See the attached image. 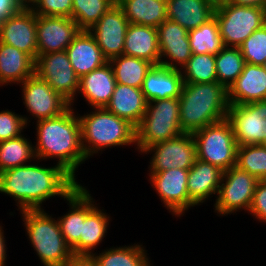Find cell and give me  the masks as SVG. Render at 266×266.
I'll use <instances>...</instances> for the list:
<instances>
[{
	"label": "cell",
	"mask_w": 266,
	"mask_h": 266,
	"mask_svg": "<svg viewBox=\"0 0 266 266\" xmlns=\"http://www.w3.org/2000/svg\"><path fill=\"white\" fill-rule=\"evenodd\" d=\"M182 71L153 65L147 72L141 90L146 100L179 98L183 87Z\"/></svg>",
	"instance_id": "obj_22"
},
{
	"label": "cell",
	"mask_w": 266,
	"mask_h": 266,
	"mask_svg": "<svg viewBox=\"0 0 266 266\" xmlns=\"http://www.w3.org/2000/svg\"><path fill=\"white\" fill-rule=\"evenodd\" d=\"M129 24L122 9L115 4L88 30L108 62L123 54Z\"/></svg>",
	"instance_id": "obj_14"
},
{
	"label": "cell",
	"mask_w": 266,
	"mask_h": 266,
	"mask_svg": "<svg viewBox=\"0 0 266 266\" xmlns=\"http://www.w3.org/2000/svg\"><path fill=\"white\" fill-rule=\"evenodd\" d=\"M180 98V127L193 133L227 118L228 90L218 82L184 83Z\"/></svg>",
	"instance_id": "obj_3"
},
{
	"label": "cell",
	"mask_w": 266,
	"mask_h": 266,
	"mask_svg": "<svg viewBox=\"0 0 266 266\" xmlns=\"http://www.w3.org/2000/svg\"><path fill=\"white\" fill-rule=\"evenodd\" d=\"M77 185L58 164L51 168L25 164L0 173V193L15 198L20 211L42 209V202L53 196L65 199Z\"/></svg>",
	"instance_id": "obj_1"
},
{
	"label": "cell",
	"mask_w": 266,
	"mask_h": 266,
	"mask_svg": "<svg viewBox=\"0 0 266 266\" xmlns=\"http://www.w3.org/2000/svg\"><path fill=\"white\" fill-rule=\"evenodd\" d=\"M235 166L259 180H266V147L262 144L238 146Z\"/></svg>",
	"instance_id": "obj_38"
},
{
	"label": "cell",
	"mask_w": 266,
	"mask_h": 266,
	"mask_svg": "<svg viewBox=\"0 0 266 266\" xmlns=\"http://www.w3.org/2000/svg\"><path fill=\"white\" fill-rule=\"evenodd\" d=\"M214 16L225 47H239L255 30L266 24V7L216 4Z\"/></svg>",
	"instance_id": "obj_7"
},
{
	"label": "cell",
	"mask_w": 266,
	"mask_h": 266,
	"mask_svg": "<svg viewBox=\"0 0 266 266\" xmlns=\"http://www.w3.org/2000/svg\"><path fill=\"white\" fill-rule=\"evenodd\" d=\"M35 73V61L14 46L0 42V85L22 83Z\"/></svg>",
	"instance_id": "obj_28"
},
{
	"label": "cell",
	"mask_w": 266,
	"mask_h": 266,
	"mask_svg": "<svg viewBox=\"0 0 266 266\" xmlns=\"http://www.w3.org/2000/svg\"><path fill=\"white\" fill-rule=\"evenodd\" d=\"M37 0H18L19 4L23 7V8H30L31 5H34V3ZM29 3V4H28ZM32 3V4H31ZM31 4V5H30Z\"/></svg>",
	"instance_id": "obj_47"
},
{
	"label": "cell",
	"mask_w": 266,
	"mask_h": 266,
	"mask_svg": "<svg viewBox=\"0 0 266 266\" xmlns=\"http://www.w3.org/2000/svg\"><path fill=\"white\" fill-rule=\"evenodd\" d=\"M264 136H265V140H264V142L262 143V145H263L264 147H266V130L264 131Z\"/></svg>",
	"instance_id": "obj_48"
},
{
	"label": "cell",
	"mask_w": 266,
	"mask_h": 266,
	"mask_svg": "<svg viewBox=\"0 0 266 266\" xmlns=\"http://www.w3.org/2000/svg\"><path fill=\"white\" fill-rule=\"evenodd\" d=\"M32 158L36 159L34 146L23 135L0 142V173L25 165Z\"/></svg>",
	"instance_id": "obj_34"
},
{
	"label": "cell",
	"mask_w": 266,
	"mask_h": 266,
	"mask_svg": "<svg viewBox=\"0 0 266 266\" xmlns=\"http://www.w3.org/2000/svg\"><path fill=\"white\" fill-rule=\"evenodd\" d=\"M249 211L259 221L266 222V180H259Z\"/></svg>",
	"instance_id": "obj_42"
},
{
	"label": "cell",
	"mask_w": 266,
	"mask_h": 266,
	"mask_svg": "<svg viewBox=\"0 0 266 266\" xmlns=\"http://www.w3.org/2000/svg\"><path fill=\"white\" fill-rule=\"evenodd\" d=\"M70 107L61 116L37 121V144L35 157H58L61 166L75 179V170L86 160L82 148L79 118Z\"/></svg>",
	"instance_id": "obj_2"
},
{
	"label": "cell",
	"mask_w": 266,
	"mask_h": 266,
	"mask_svg": "<svg viewBox=\"0 0 266 266\" xmlns=\"http://www.w3.org/2000/svg\"><path fill=\"white\" fill-rule=\"evenodd\" d=\"M183 68L185 72V74L182 72L184 83L217 82L214 54H192Z\"/></svg>",
	"instance_id": "obj_37"
},
{
	"label": "cell",
	"mask_w": 266,
	"mask_h": 266,
	"mask_svg": "<svg viewBox=\"0 0 266 266\" xmlns=\"http://www.w3.org/2000/svg\"><path fill=\"white\" fill-rule=\"evenodd\" d=\"M192 54L219 53L225 46L215 16L200 27L188 31Z\"/></svg>",
	"instance_id": "obj_32"
},
{
	"label": "cell",
	"mask_w": 266,
	"mask_h": 266,
	"mask_svg": "<svg viewBox=\"0 0 266 266\" xmlns=\"http://www.w3.org/2000/svg\"><path fill=\"white\" fill-rule=\"evenodd\" d=\"M22 8L18 0H0V21L4 22Z\"/></svg>",
	"instance_id": "obj_43"
},
{
	"label": "cell",
	"mask_w": 266,
	"mask_h": 266,
	"mask_svg": "<svg viewBox=\"0 0 266 266\" xmlns=\"http://www.w3.org/2000/svg\"><path fill=\"white\" fill-rule=\"evenodd\" d=\"M64 266H98L93 255H75L64 264Z\"/></svg>",
	"instance_id": "obj_44"
},
{
	"label": "cell",
	"mask_w": 266,
	"mask_h": 266,
	"mask_svg": "<svg viewBox=\"0 0 266 266\" xmlns=\"http://www.w3.org/2000/svg\"><path fill=\"white\" fill-rule=\"evenodd\" d=\"M35 73L45 80L70 104L79 91L80 78L76 75L66 50L40 54L35 61Z\"/></svg>",
	"instance_id": "obj_10"
},
{
	"label": "cell",
	"mask_w": 266,
	"mask_h": 266,
	"mask_svg": "<svg viewBox=\"0 0 266 266\" xmlns=\"http://www.w3.org/2000/svg\"><path fill=\"white\" fill-rule=\"evenodd\" d=\"M36 26L37 15L30 8H22L2 22L0 42L14 46L36 61L38 57Z\"/></svg>",
	"instance_id": "obj_17"
},
{
	"label": "cell",
	"mask_w": 266,
	"mask_h": 266,
	"mask_svg": "<svg viewBox=\"0 0 266 266\" xmlns=\"http://www.w3.org/2000/svg\"><path fill=\"white\" fill-rule=\"evenodd\" d=\"M128 22L157 28L167 19V4L158 0H116Z\"/></svg>",
	"instance_id": "obj_29"
},
{
	"label": "cell",
	"mask_w": 266,
	"mask_h": 266,
	"mask_svg": "<svg viewBox=\"0 0 266 266\" xmlns=\"http://www.w3.org/2000/svg\"><path fill=\"white\" fill-rule=\"evenodd\" d=\"M90 195L86 188L77 185L65 198L70 204V212L57 219L65 242L71 249L80 241L85 217L95 208Z\"/></svg>",
	"instance_id": "obj_19"
},
{
	"label": "cell",
	"mask_w": 266,
	"mask_h": 266,
	"mask_svg": "<svg viewBox=\"0 0 266 266\" xmlns=\"http://www.w3.org/2000/svg\"><path fill=\"white\" fill-rule=\"evenodd\" d=\"M167 19L187 31L196 29L214 17L216 3L212 0H168Z\"/></svg>",
	"instance_id": "obj_24"
},
{
	"label": "cell",
	"mask_w": 266,
	"mask_h": 266,
	"mask_svg": "<svg viewBox=\"0 0 266 266\" xmlns=\"http://www.w3.org/2000/svg\"><path fill=\"white\" fill-rule=\"evenodd\" d=\"M66 53L79 78L108 62L94 36L87 30H80L67 47Z\"/></svg>",
	"instance_id": "obj_21"
},
{
	"label": "cell",
	"mask_w": 266,
	"mask_h": 266,
	"mask_svg": "<svg viewBox=\"0 0 266 266\" xmlns=\"http://www.w3.org/2000/svg\"><path fill=\"white\" fill-rule=\"evenodd\" d=\"M189 169H169L150 173L152 186L169 211L177 216L196 204L189 198L187 191Z\"/></svg>",
	"instance_id": "obj_15"
},
{
	"label": "cell",
	"mask_w": 266,
	"mask_h": 266,
	"mask_svg": "<svg viewBox=\"0 0 266 266\" xmlns=\"http://www.w3.org/2000/svg\"><path fill=\"white\" fill-rule=\"evenodd\" d=\"M116 80L112 65L107 62L102 67L83 75L79 80V93L94 109L105 108L112 97Z\"/></svg>",
	"instance_id": "obj_23"
},
{
	"label": "cell",
	"mask_w": 266,
	"mask_h": 266,
	"mask_svg": "<svg viewBox=\"0 0 266 266\" xmlns=\"http://www.w3.org/2000/svg\"><path fill=\"white\" fill-rule=\"evenodd\" d=\"M71 18L80 30H89L101 16L116 4V0H72Z\"/></svg>",
	"instance_id": "obj_36"
},
{
	"label": "cell",
	"mask_w": 266,
	"mask_h": 266,
	"mask_svg": "<svg viewBox=\"0 0 266 266\" xmlns=\"http://www.w3.org/2000/svg\"><path fill=\"white\" fill-rule=\"evenodd\" d=\"M197 159L226 171L236 165L238 143L231 123L225 119L192 133Z\"/></svg>",
	"instance_id": "obj_8"
},
{
	"label": "cell",
	"mask_w": 266,
	"mask_h": 266,
	"mask_svg": "<svg viewBox=\"0 0 266 266\" xmlns=\"http://www.w3.org/2000/svg\"><path fill=\"white\" fill-rule=\"evenodd\" d=\"M141 246L110 248L98 256L93 254V257L98 266H150L146 251Z\"/></svg>",
	"instance_id": "obj_35"
},
{
	"label": "cell",
	"mask_w": 266,
	"mask_h": 266,
	"mask_svg": "<svg viewBox=\"0 0 266 266\" xmlns=\"http://www.w3.org/2000/svg\"><path fill=\"white\" fill-rule=\"evenodd\" d=\"M262 66H263L264 69L266 70V61H265V63H264Z\"/></svg>",
	"instance_id": "obj_50"
},
{
	"label": "cell",
	"mask_w": 266,
	"mask_h": 266,
	"mask_svg": "<svg viewBox=\"0 0 266 266\" xmlns=\"http://www.w3.org/2000/svg\"><path fill=\"white\" fill-rule=\"evenodd\" d=\"M147 104L141 88L116 83L111 100L105 108L136 128L143 119Z\"/></svg>",
	"instance_id": "obj_25"
},
{
	"label": "cell",
	"mask_w": 266,
	"mask_h": 266,
	"mask_svg": "<svg viewBox=\"0 0 266 266\" xmlns=\"http://www.w3.org/2000/svg\"><path fill=\"white\" fill-rule=\"evenodd\" d=\"M266 100V70L245 63L242 73L228 89L229 105H245Z\"/></svg>",
	"instance_id": "obj_20"
},
{
	"label": "cell",
	"mask_w": 266,
	"mask_h": 266,
	"mask_svg": "<svg viewBox=\"0 0 266 266\" xmlns=\"http://www.w3.org/2000/svg\"><path fill=\"white\" fill-rule=\"evenodd\" d=\"M238 146L260 145L266 130V100L245 105H229L227 118Z\"/></svg>",
	"instance_id": "obj_11"
},
{
	"label": "cell",
	"mask_w": 266,
	"mask_h": 266,
	"mask_svg": "<svg viewBox=\"0 0 266 266\" xmlns=\"http://www.w3.org/2000/svg\"><path fill=\"white\" fill-rule=\"evenodd\" d=\"M95 109L90 114L78 116L86 158L106 147L136 143V128L132 124L106 108Z\"/></svg>",
	"instance_id": "obj_4"
},
{
	"label": "cell",
	"mask_w": 266,
	"mask_h": 266,
	"mask_svg": "<svg viewBox=\"0 0 266 266\" xmlns=\"http://www.w3.org/2000/svg\"><path fill=\"white\" fill-rule=\"evenodd\" d=\"M21 84L23 103L37 121L61 116L72 105L36 73Z\"/></svg>",
	"instance_id": "obj_13"
},
{
	"label": "cell",
	"mask_w": 266,
	"mask_h": 266,
	"mask_svg": "<svg viewBox=\"0 0 266 266\" xmlns=\"http://www.w3.org/2000/svg\"><path fill=\"white\" fill-rule=\"evenodd\" d=\"M239 49L246 63L262 66L266 61V24L243 41Z\"/></svg>",
	"instance_id": "obj_39"
},
{
	"label": "cell",
	"mask_w": 266,
	"mask_h": 266,
	"mask_svg": "<svg viewBox=\"0 0 266 266\" xmlns=\"http://www.w3.org/2000/svg\"><path fill=\"white\" fill-rule=\"evenodd\" d=\"M79 32L77 23L70 17L37 15L38 56L66 50Z\"/></svg>",
	"instance_id": "obj_16"
},
{
	"label": "cell",
	"mask_w": 266,
	"mask_h": 266,
	"mask_svg": "<svg viewBox=\"0 0 266 266\" xmlns=\"http://www.w3.org/2000/svg\"><path fill=\"white\" fill-rule=\"evenodd\" d=\"M225 1L236 5L266 7V0H225Z\"/></svg>",
	"instance_id": "obj_45"
},
{
	"label": "cell",
	"mask_w": 266,
	"mask_h": 266,
	"mask_svg": "<svg viewBox=\"0 0 266 266\" xmlns=\"http://www.w3.org/2000/svg\"><path fill=\"white\" fill-rule=\"evenodd\" d=\"M213 2H215L216 4L225 0H212Z\"/></svg>",
	"instance_id": "obj_49"
},
{
	"label": "cell",
	"mask_w": 266,
	"mask_h": 266,
	"mask_svg": "<svg viewBox=\"0 0 266 266\" xmlns=\"http://www.w3.org/2000/svg\"><path fill=\"white\" fill-rule=\"evenodd\" d=\"M26 117L18 116L9 110L0 112V142L16 138L27 125Z\"/></svg>",
	"instance_id": "obj_40"
},
{
	"label": "cell",
	"mask_w": 266,
	"mask_h": 266,
	"mask_svg": "<svg viewBox=\"0 0 266 266\" xmlns=\"http://www.w3.org/2000/svg\"><path fill=\"white\" fill-rule=\"evenodd\" d=\"M112 65L116 83L141 88L152 63L127 55H120L109 61ZM115 66V67H114Z\"/></svg>",
	"instance_id": "obj_31"
},
{
	"label": "cell",
	"mask_w": 266,
	"mask_h": 266,
	"mask_svg": "<svg viewBox=\"0 0 266 266\" xmlns=\"http://www.w3.org/2000/svg\"><path fill=\"white\" fill-rule=\"evenodd\" d=\"M123 54L159 65L160 49L157 28L130 23L125 36Z\"/></svg>",
	"instance_id": "obj_26"
},
{
	"label": "cell",
	"mask_w": 266,
	"mask_h": 266,
	"mask_svg": "<svg viewBox=\"0 0 266 266\" xmlns=\"http://www.w3.org/2000/svg\"><path fill=\"white\" fill-rule=\"evenodd\" d=\"M1 26H2V21H0V32H1Z\"/></svg>",
	"instance_id": "obj_51"
},
{
	"label": "cell",
	"mask_w": 266,
	"mask_h": 266,
	"mask_svg": "<svg viewBox=\"0 0 266 266\" xmlns=\"http://www.w3.org/2000/svg\"><path fill=\"white\" fill-rule=\"evenodd\" d=\"M223 171L210 163L196 159L189 169L187 191L196 204L203 203L210 195L218 193Z\"/></svg>",
	"instance_id": "obj_27"
},
{
	"label": "cell",
	"mask_w": 266,
	"mask_h": 266,
	"mask_svg": "<svg viewBox=\"0 0 266 266\" xmlns=\"http://www.w3.org/2000/svg\"><path fill=\"white\" fill-rule=\"evenodd\" d=\"M21 213L32 247L43 265L64 266L73 253L65 242L58 221L43 209L24 210Z\"/></svg>",
	"instance_id": "obj_5"
},
{
	"label": "cell",
	"mask_w": 266,
	"mask_h": 266,
	"mask_svg": "<svg viewBox=\"0 0 266 266\" xmlns=\"http://www.w3.org/2000/svg\"><path fill=\"white\" fill-rule=\"evenodd\" d=\"M33 6L30 9L38 16L71 18L73 2L72 0H37Z\"/></svg>",
	"instance_id": "obj_41"
},
{
	"label": "cell",
	"mask_w": 266,
	"mask_h": 266,
	"mask_svg": "<svg viewBox=\"0 0 266 266\" xmlns=\"http://www.w3.org/2000/svg\"><path fill=\"white\" fill-rule=\"evenodd\" d=\"M183 133L180 127V98L149 101L143 119L136 127V145L143 152L147 147Z\"/></svg>",
	"instance_id": "obj_6"
},
{
	"label": "cell",
	"mask_w": 266,
	"mask_h": 266,
	"mask_svg": "<svg viewBox=\"0 0 266 266\" xmlns=\"http://www.w3.org/2000/svg\"><path fill=\"white\" fill-rule=\"evenodd\" d=\"M109 217L96 206L86 217L83 222L82 234L80 241L71 249L75 255H93L92 249L101 243Z\"/></svg>",
	"instance_id": "obj_30"
},
{
	"label": "cell",
	"mask_w": 266,
	"mask_h": 266,
	"mask_svg": "<svg viewBox=\"0 0 266 266\" xmlns=\"http://www.w3.org/2000/svg\"><path fill=\"white\" fill-rule=\"evenodd\" d=\"M226 179V181H224ZM225 182V184H224ZM259 179L236 166L223 171L215 211L220 215L236 212L238 209L250 210L254 191Z\"/></svg>",
	"instance_id": "obj_9"
},
{
	"label": "cell",
	"mask_w": 266,
	"mask_h": 266,
	"mask_svg": "<svg viewBox=\"0 0 266 266\" xmlns=\"http://www.w3.org/2000/svg\"><path fill=\"white\" fill-rule=\"evenodd\" d=\"M157 33L160 64L168 68L182 70L192 56L188 31L178 23L166 19L157 27ZM163 56L169 57L171 61L162 60ZM177 64H180L182 68H178Z\"/></svg>",
	"instance_id": "obj_18"
},
{
	"label": "cell",
	"mask_w": 266,
	"mask_h": 266,
	"mask_svg": "<svg viewBox=\"0 0 266 266\" xmlns=\"http://www.w3.org/2000/svg\"><path fill=\"white\" fill-rule=\"evenodd\" d=\"M154 152L150 173L169 169H190L197 159L196 143L192 133H183L175 138L156 143L143 152Z\"/></svg>",
	"instance_id": "obj_12"
},
{
	"label": "cell",
	"mask_w": 266,
	"mask_h": 266,
	"mask_svg": "<svg viewBox=\"0 0 266 266\" xmlns=\"http://www.w3.org/2000/svg\"><path fill=\"white\" fill-rule=\"evenodd\" d=\"M245 63L239 47H224L215 55L217 82L228 90L242 73Z\"/></svg>",
	"instance_id": "obj_33"
},
{
	"label": "cell",
	"mask_w": 266,
	"mask_h": 266,
	"mask_svg": "<svg viewBox=\"0 0 266 266\" xmlns=\"http://www.w3.org/2000/svg\"><path fill=\"white\" fill-rule=\"evenodd\" d=\"M2 227L0 226V266H5L6 260V246H5V238L3 236Z\"/></svg>",
	"instance_id": "obj_46"
}]
</instances>
